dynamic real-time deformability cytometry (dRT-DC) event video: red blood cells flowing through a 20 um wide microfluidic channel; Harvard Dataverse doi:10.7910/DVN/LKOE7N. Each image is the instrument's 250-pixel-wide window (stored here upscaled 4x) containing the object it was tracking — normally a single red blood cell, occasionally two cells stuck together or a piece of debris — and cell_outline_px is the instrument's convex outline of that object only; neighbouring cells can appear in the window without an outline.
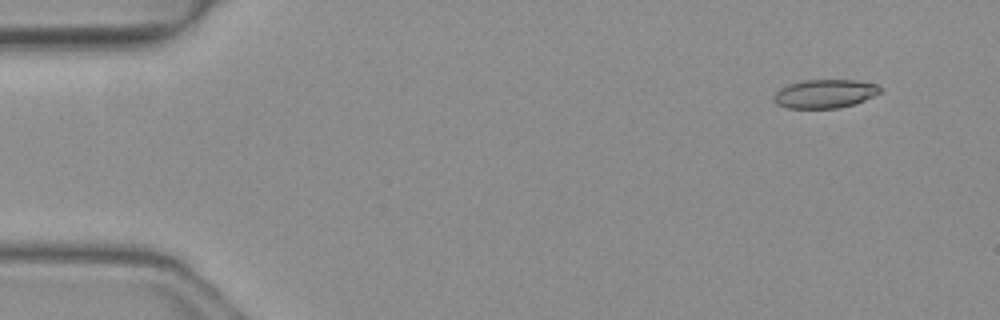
{"species": "common noctule bat (a hibernating species)", "species_latin": "Nyctalus noctula", "temperature_condition": "warm", "stored_images_in_passage": 47, "camera_frame_rate_fps": 3000, "um_per_image_px": 0.085, "animal": {"sex": "female", "body_mass_g": 19.3, "forearm_length_mm": 54.1}, "frame": {"image": 1, "passage_image": 4, "time_ms": 1.0, "image_size_px": [1000, 320], "cell_outline_px": [[884, 92], [856, 104], [840, 108], [788, 108], [776, 104], [772, 100], [772, 96], [780, 88], [788, 84], [804, 80], [852, 80], [876, 84], [884, 88]], "centroid_in_image_um": [70.14, 7.97], "position_along_channel_um": 14.9, "area_um2": 18.09}}
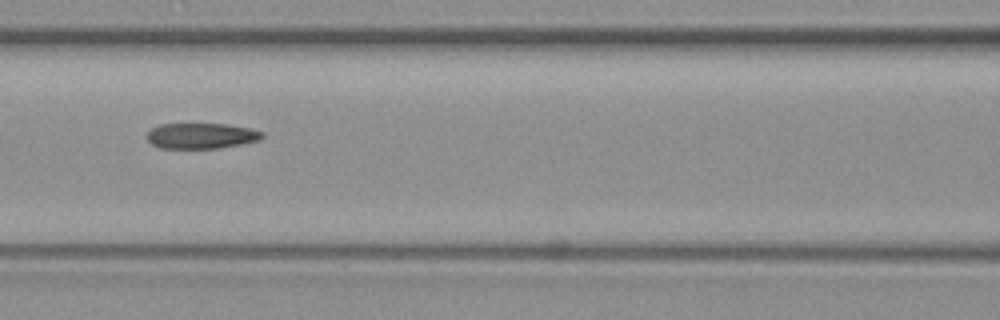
{"frame": {"image": 2, "passage_image": 22, "time_ms": 7.0, "image_size_px": [1000, 320], "cell_outline_px": [[264, 136], [260, 140], [240, 144], [216, 148], [160, 148], [152, 144], [148, 140], [148, 132], [152, 128], [160, 124], [228, 124], [252, 128], [264, 132]], "centroid_in_image_um": [17.15, 11.53], "position_along_channel_um": 149.5, "area_um2": 17.17}}
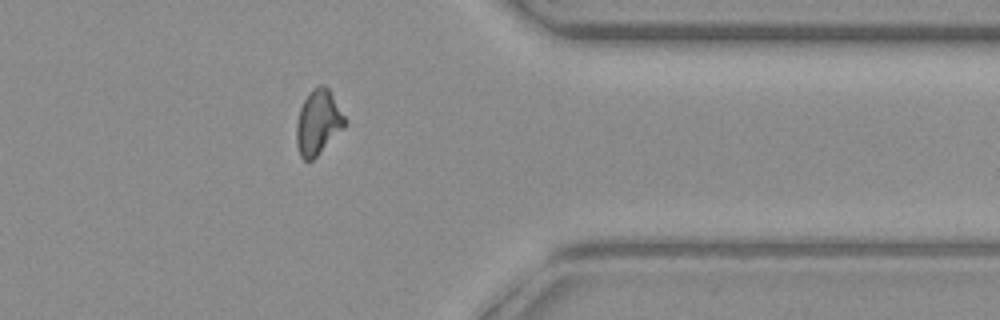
{"frame": {"image": 3, "passage_image": 40, "time_ms": 13.0, "image_size_px": [1000, 320], "cell_outline_px": [[348, 124], [312, 160], [304, 160], [300, 156], [296, 144], [296, 124], [300, 108], [308, 92], [312, 88], [320, 84], [324, 84], [328, 88], [348, 120]], "centroid_in_image_um": [27.05, 10.38], "position_along_channel_um": 384.3, "area_um2": 18.44}}